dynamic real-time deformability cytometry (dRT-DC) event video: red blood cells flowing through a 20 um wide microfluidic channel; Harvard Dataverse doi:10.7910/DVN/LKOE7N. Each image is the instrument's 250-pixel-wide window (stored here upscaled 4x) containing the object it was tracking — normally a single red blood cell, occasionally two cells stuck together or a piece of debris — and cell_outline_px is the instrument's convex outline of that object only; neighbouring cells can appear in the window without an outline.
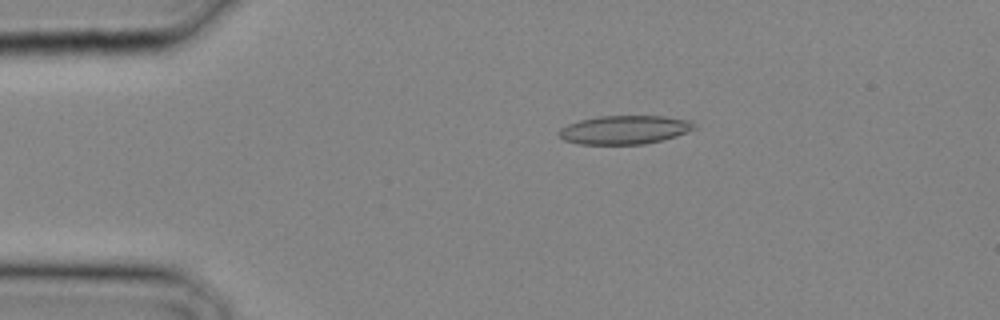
{"species": "common noctule bat (a hibernating species)", "species_latin": "Nyctalus noctula", "temperature_condition": "cold", "stored_images_in_passage": 13, "camera_frame_rate_fps": 3000, "um_per_image_px": 0.085, "animal": {"sex": "male", "body_mass_g": 20.4}, "frame": {"image": 1, "passage_image": 6, "time_ms": 1.667, "image_size_px": [1000, 320], "cell_outline_px": [[696, 128], [676, 136], [664, 140], [644, 144], [580, 144], [564, 140], [556, 132], [560, 128], [568, 124], [580, 120], [600, 116], [664, 116], [692, 120]], "centroid_in_image_um": [53.09, 11.03], "position_along_channel_um": 31.9, "area_um2": 22.66}}
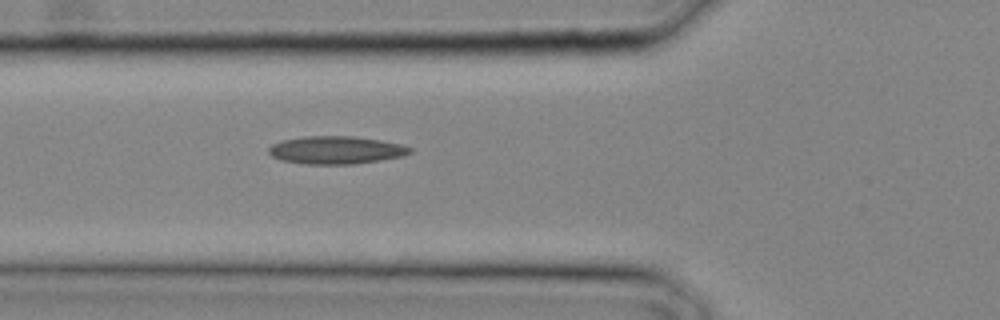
{"frame": {"image": 2, "passage_image": 11, "time_ms": 3.333, "image_size_px": [1000, 320], "cell_outline_px": [[412, 152], [404, 156], [380, 160], [352, 164], [304, 164], [280, 160], [272, 156], [268, 152], [268, 148], [272, 144], [284, 140], [304, 136], [352, 136], [380, 140], [400, 144], [412, 148]], "centroid_in_image_um": [28.55, 12.76], "position_along_channel_um": 97.2, "area_um2": 22.89}}
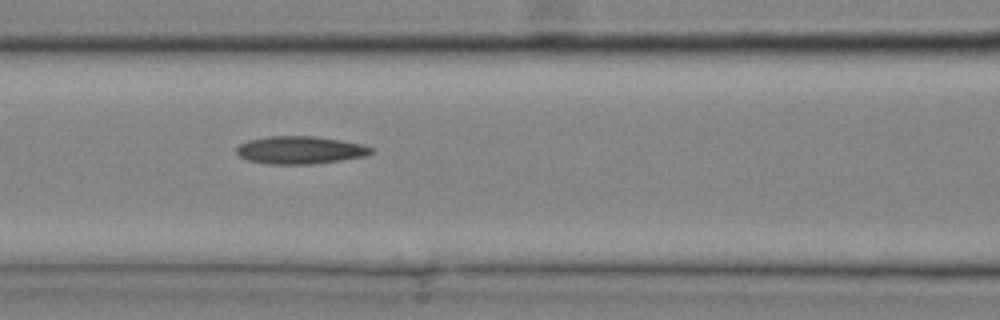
{"frame": {"image": 3, "passage_image": 13, "time_ms": 4.0, "image_size_px": [1000, 320], "cell_outline_px": [[376, 152], [368, 156], [312, 164], [268, 164], [248, 160], [240, 156], [236, 152], [236, 148], [240, 144], [248, 140], [272, 136], [312, 136], [340, 140], [360, 144], [376, 148]], "centroid_in_image_um": [25.56, 12.76], "position_along_channel_um": 141.0, "area_um2": 21.79}}